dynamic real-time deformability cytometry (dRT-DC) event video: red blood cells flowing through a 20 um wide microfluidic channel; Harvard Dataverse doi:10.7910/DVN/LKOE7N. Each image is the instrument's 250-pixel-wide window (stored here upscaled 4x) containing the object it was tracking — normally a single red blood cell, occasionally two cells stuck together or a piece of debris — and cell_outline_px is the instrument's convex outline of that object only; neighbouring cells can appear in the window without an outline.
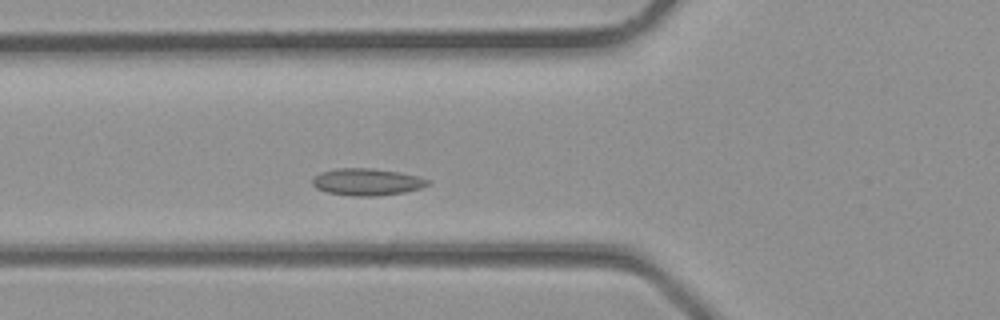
{"species": "common noctule bat (a hibernating species)", "species_latin": "Nyctalus noctula", "temperature_condition": "room temperature", "stored_images_in_passage": 31, "camera_frame_rate_fps": 3000, "um_per_image_px": 0.085, "animal": {"sex": "male", "body_mass_g": 23.1, "forearm_length_mm": 52.7}, "frame": {"image": 1, "passage_image": 8, "time_ms": 2.333, "image_size_px": [1000, 320], "cell_outline_px": [[432, 184], [420, 188], [404, 192], [376, 196], [352, 196], [328, 192], [316, 188], [312, 184], [312, 176], [320, 172], [336, 168], [372, 168], [400, 172], [432, 180]], "centroid_in_image_um": [31.19, 15.45], "position_along_channel_um": 94.6, "area_um2": 18.32}}
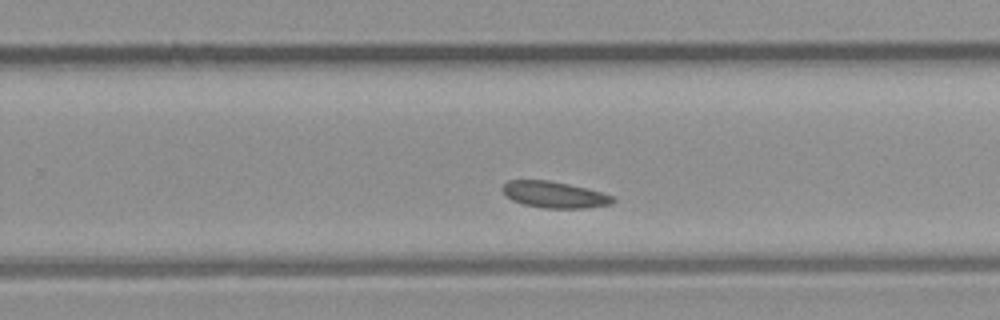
{"frame": {"image": 2, "passage_image": 18, "time_ms": 5.667, "image_size_px": [1000, 320], "cell_outline_px": [[616, 200], [612, 204], [584, 208], [544, 208], [524, 204], [512, 200], [504, 196], [500, 188], [508, 180], [548, 180], [568, 184], [600, 192], [612, 196]], "centroid_in_image_um": [47.07, 16.55], "position_along_channel_um": 282.7, "area_um2": 16.94}}
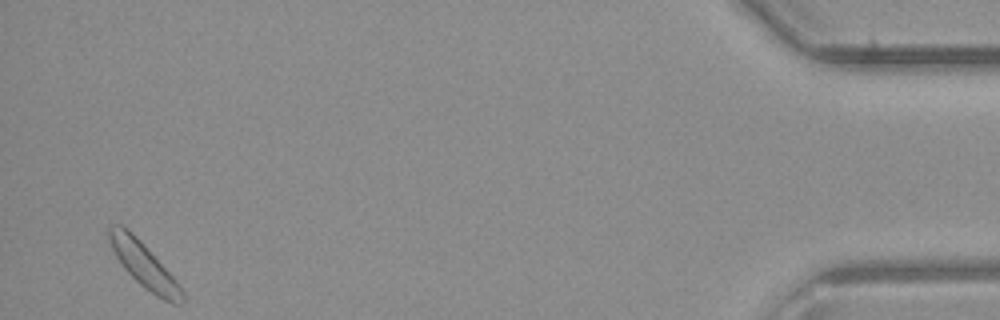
{"frame": {"image": 3, "passage_image": 30, "time_ms": 9.667, "image_size_px": [1000, 320], "cell_outline_px": [[184, 304], [172, 304], [156, 296], [144, 288], [120, 264], [108, 240], [108, 228], [112, 224], [120, 224], [128, 228], [140, 240], [176, 280], [184, 292]], "centroid_in_image_um": [12.23, 22.54], "position_along_channel_um": 423.0, "area_um2": 19.07}}